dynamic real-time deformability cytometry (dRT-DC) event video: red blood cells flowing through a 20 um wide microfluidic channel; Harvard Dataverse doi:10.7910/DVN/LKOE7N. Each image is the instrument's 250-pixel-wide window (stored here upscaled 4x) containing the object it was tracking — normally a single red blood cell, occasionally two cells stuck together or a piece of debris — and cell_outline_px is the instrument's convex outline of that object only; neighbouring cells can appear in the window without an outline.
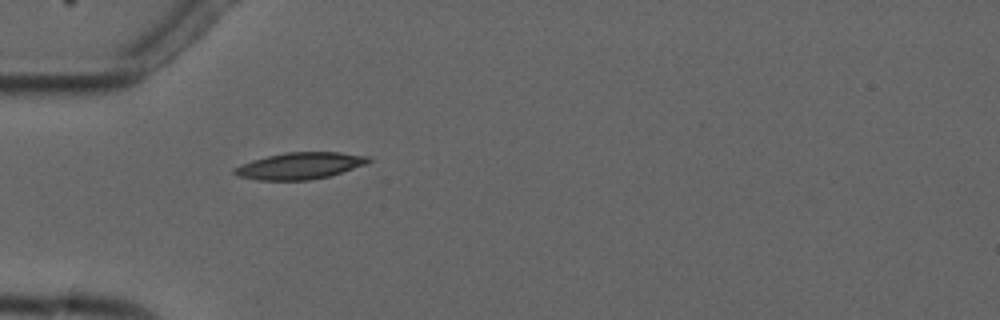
{"species": "common noctule bat (a hibernating species)", "species_latin": "Nyctalus noctula", "temperature_condition": "cold", "stored_images_in_passage": 6, "camera_frame_rate_fps": 3000, "um_per_image_px": 0.085, "animal": {"sex": "male", "forearm_length_mm": 52.5}, "frame": {"image": 1, "passage_image": 3, "time_ms": 2.333, "image_size_px": [1000, 320], "cell_outline_px": [[372, 160], [364, 164], [332, 176], [308, 180], [256, 180], [236, 176], [232, 172], [232, 168], [240, 164], [252, 160], [284, 152], [340, 152], [372, 156]], "centroid_in_image_um": [25.47, 14.09], "position_along_channel_um": 59.5, "area_um2": 21.1}}
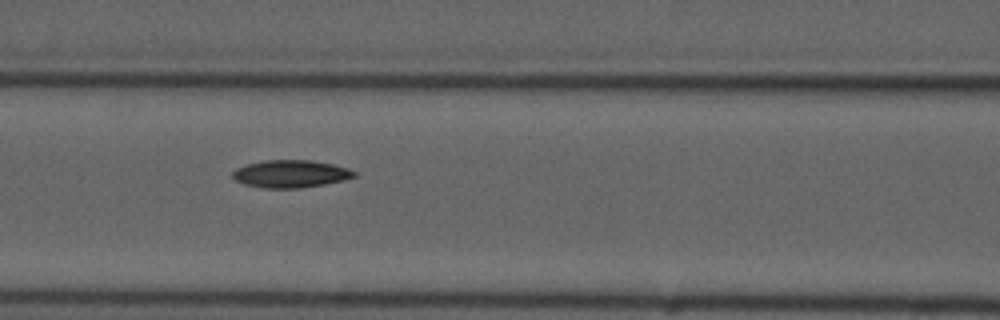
{"frame": {"image": 2, "passage_image": 5, "time_ms": 4.667, "image_size_px": [1000, 320], "cell_outline_px": [[356, 176], [344, 180], [324, 184], [300, 188], [264, 188], [244, 184], [236, 180], [232, 176], [232, 172], [236, 168], [248, 164], [268, 160], [312, 160], [332, 164], [348, 168], [356, 172]], "centroid_in_image_um": [24.72, 14.78], "position_along_channel_um": 141.9, "area_um2": 19.42}}
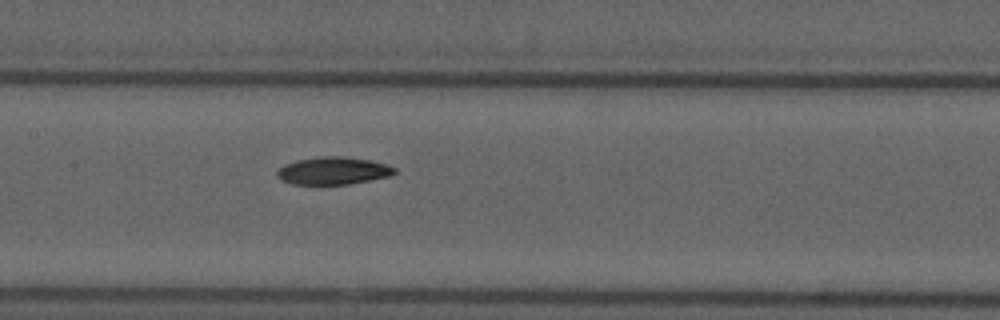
{"frame": {"image": 3, "passage_image": 6, "time_ms": 5.667, "image_size_px": [1000, 320], "cell_outline_px": [[400, 172], [392, 176], [348, 184], [292, 184], [280, 180], [276, 176], [276, 172], [284, 164], [296, 160], [320, 156], [344, 156], [368, 160], [384, 164], [396, 168]], "centroid_in_image_um": [28.33, 14.51], "position_along_channel_um": 179.1, "area_um2": 19.02}}